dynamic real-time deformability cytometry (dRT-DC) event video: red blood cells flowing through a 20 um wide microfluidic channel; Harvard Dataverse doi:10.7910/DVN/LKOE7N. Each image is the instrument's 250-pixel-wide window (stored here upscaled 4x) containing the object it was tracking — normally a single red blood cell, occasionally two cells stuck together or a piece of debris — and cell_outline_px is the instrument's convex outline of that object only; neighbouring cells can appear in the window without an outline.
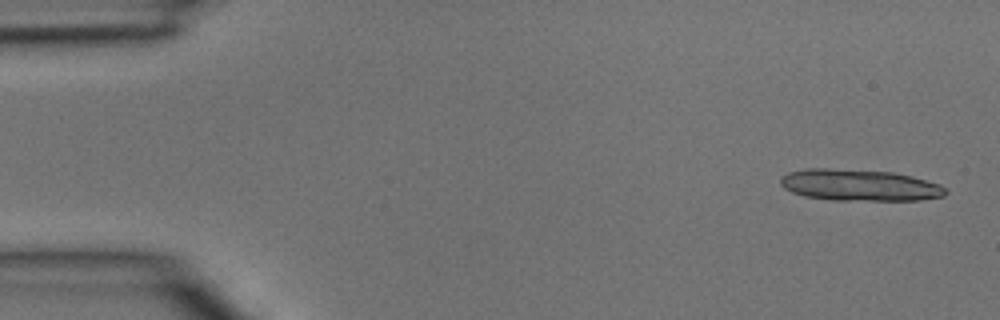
{"species": "common noctule bat (a hibernating species)", "species_latin": "Nyctalus noctula", "temperature_condition": "room temperature", "stored_images_in_passage": 4, "camera_frame_rate_fps": 3000, "um_per_image_px": 0.085, "animal": {"sex": "male", "body_mass_g": 15.6}, "frame": {"image": 1, "passage_image": 1, "time_ms": 0.0, "image_size_px": [1000, 320], "cell_outline_px": [[948, 192], [944, 196], [920, 200], [832, 200], [804, 196], [792, 192], [784, 188], [780, 184], [780, 176], [788, 172], [804, 168], [828, 168], [892, 172], [912, 176], [940, 184]], "centroid_in_image_um": [73.02, 15.73], "position_along_channel_um": 12.0, "area_um2": 30.46}}
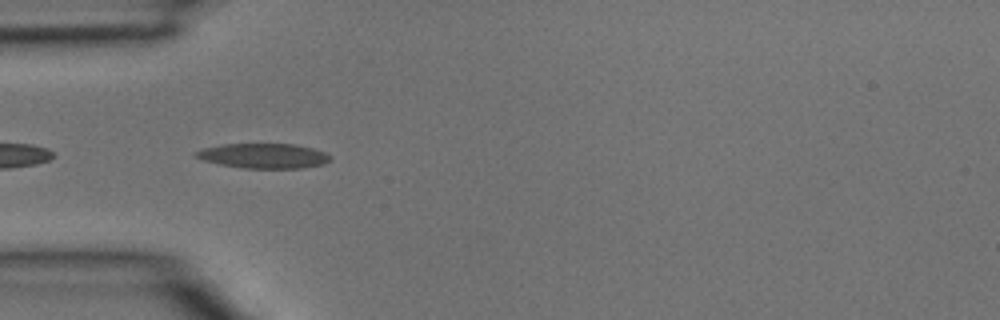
{"frame": {"image": 2, "passage_image": 4, "time_ms": 1.0, "image_size_px": [1000, 320], "cell_outline_px": [[332, 160], [324, 164], [300, 168], [244, 168], [220, 164], [204, 160], [196, 156], [192, 152], [204, 148], [224, 144], [292, 144], [312, 148], [324, 152], [332, 156]], "centroid_in_image_um": [22.43, 13.25], "position_along_channel_um": 62.6, "area_um2": 19.36}}